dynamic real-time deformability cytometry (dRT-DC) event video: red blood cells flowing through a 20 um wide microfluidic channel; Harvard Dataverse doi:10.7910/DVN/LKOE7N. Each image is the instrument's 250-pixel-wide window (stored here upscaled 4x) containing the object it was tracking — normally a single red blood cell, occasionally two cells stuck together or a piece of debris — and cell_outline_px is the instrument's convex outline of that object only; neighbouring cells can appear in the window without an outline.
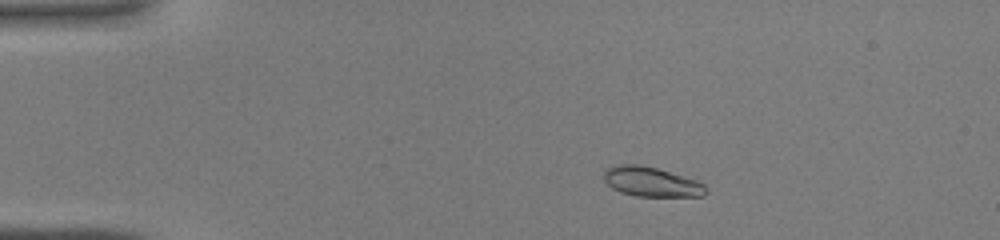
{"species": "common noctule bat (a hibernating species)", "species_latin": "Nyctalus noctula", "temperature_condition": "warm", "stored_images_in_passage": 27, "camera_frame_rate_fps": 3000, "um_per_image_px": 0.085, "animal": {"sex": "male", "body_mass_g": 19.0, "forearm_length_mm": 50.8}, "frame": {"image": 1, "passage_image": 3, "time_ms": 0.667, "image_size_px": [1000, 240], "cell_outline_px": [[708, 192], [704, 196], [636, 196], [620, 192], [612, 188], [604, 180], [604, 172], [612, 164], [640, 164], [656, 168], [700, 180], [708, 188]], "centroid_in_image_um": [55.4, 15.45], "position_along_channel_um": 29.6, "area_um2": 17.92}}
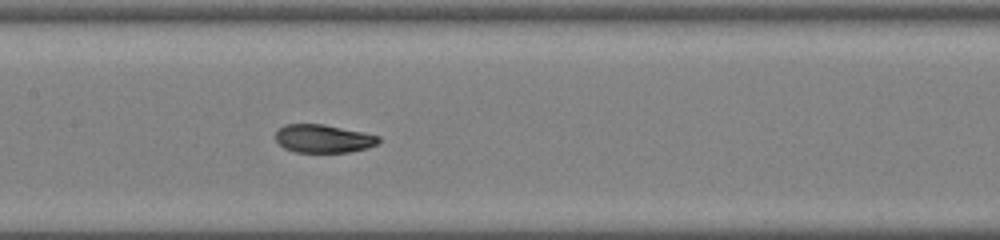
{"frame": {"image": 2, "passage_image": 17, "time_ms": 5.333, "image_size_px": [1000, 240], "cell_outline_px": [[380, 140], [376, 144], [368, 148], [348, 152], [296, 152], [284, 148], [276, 140], [276, 132], [284, 124], [324, 124], [364, 132], [380, 136]], "centroid_in_image_um": [27.5, 11.78], "position_along_channel_um": 179.9, "area_um2": 16.94}}
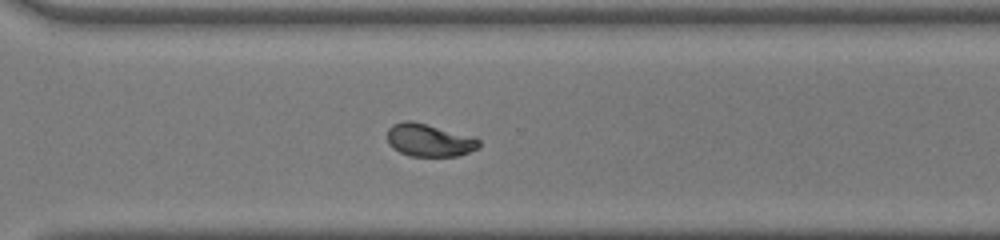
{"frame": {"image": 3, "passage_image": 27, "time_ms": 8.667, "image_size_px": [1000, 240], "cell_outline_px": [[480, 144], [476, 148], [460, 156], [408, 156], [392, 148], [388, 140], [388, 128], [392, 124], [404, 120], [412, 120], [476, 136], [480, 140]], "centroid_in_image_um": [36.5, 11.9], "position_along_channel_um": 334.1, "area_um2": 17.8}}